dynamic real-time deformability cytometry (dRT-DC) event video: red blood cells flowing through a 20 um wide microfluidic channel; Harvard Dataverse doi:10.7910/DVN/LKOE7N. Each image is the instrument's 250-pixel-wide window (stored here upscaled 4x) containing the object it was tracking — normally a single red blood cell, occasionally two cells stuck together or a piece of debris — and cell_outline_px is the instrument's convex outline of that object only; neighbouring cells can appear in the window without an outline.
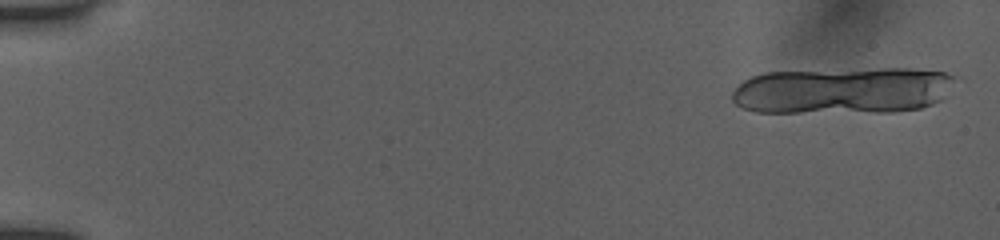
{"species": "human", "species_latin": "Homo sapiens", "temperature_condition": "room temperature", "stored_images_in_passage": 19, "camera_frame_rate_fps": 3000, "um_per_image_px": 0.085, "donor": {"sex": "female"}, "frame": {"image": 1, "passage_image": 2, "time_ms": 0.333, "image_size_px": [1000, 240], "cell_outline_px": [[952, 80], [948, 96], [932, 104], [920, 108], [896, 112], [756, 112], [740, 108], [732, 100], [732, 92], [744, 80], [752, 76], [764, 72], [884, 68], [908, 68], [944, 72], [952, 76]], "centroid_in_image_um": [71.62, 7.7], "position_along_channel_um": 13.4, "area_um2": 61.04}}
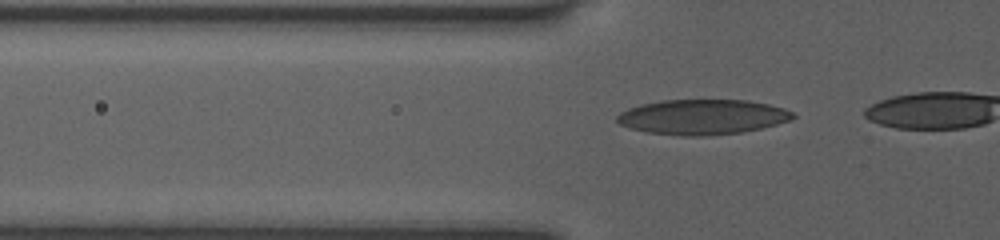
{"frame": {"image": 2, "passage_image": 16, "time_ms": 5.0, "image_size_px": [1000, 240], "cell_outline_px": [[796, 116], [792, 120], [760, 128], [740, 132], [704, 136], [680, 136], [648, 132], [628, 128], [620, 124], [616, 120], [616, 116], [620, 112], [628, 108], [640, 104], [664, 100], [748, 100], [768, 104], [784, 108], [792, 112]], "centroid_in_image_um": [59.68, 9.94], "position_along_channel_um": 66.1, "area_um2": 36.01}}